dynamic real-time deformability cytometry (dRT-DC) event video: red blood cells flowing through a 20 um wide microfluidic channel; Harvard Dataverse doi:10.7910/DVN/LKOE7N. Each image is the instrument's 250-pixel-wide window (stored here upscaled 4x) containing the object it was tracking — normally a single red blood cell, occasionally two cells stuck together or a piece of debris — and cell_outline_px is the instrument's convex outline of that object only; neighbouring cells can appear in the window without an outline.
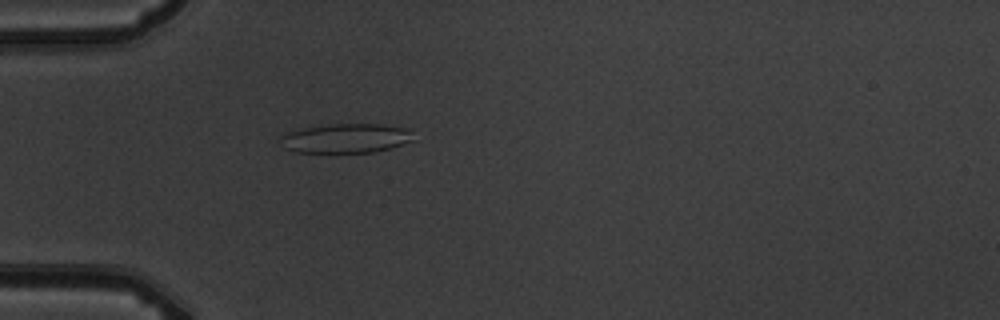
{"species": "common noctule bat (a hibernating species)", "species_latin": "Nyctalus noctula", "temperature_condition": "warm", "stored_images_in_passage": 5, "camera_frame_rate_fps": 3000, "um_per_image_px": 0.085, "animal": {"sex": "male", "body_mass_g": 19.5, "forearm_length_mm": 54.6}, "frame": {"image": 1, "passage_image": 5, "time_ms": 4.667, "image_size_px": [1000, 320], "cell_outline_px": [[416, 140], [376, 152], [296, 152], [284, 148], [280, 136], [288, 132], [304, 128], [332, 124], [380, 124], [408, 128]], "centroid_in_image_um": [29.45, 11.75], "position_along_channel_um": 55.6, "area_um2": 22.66}}